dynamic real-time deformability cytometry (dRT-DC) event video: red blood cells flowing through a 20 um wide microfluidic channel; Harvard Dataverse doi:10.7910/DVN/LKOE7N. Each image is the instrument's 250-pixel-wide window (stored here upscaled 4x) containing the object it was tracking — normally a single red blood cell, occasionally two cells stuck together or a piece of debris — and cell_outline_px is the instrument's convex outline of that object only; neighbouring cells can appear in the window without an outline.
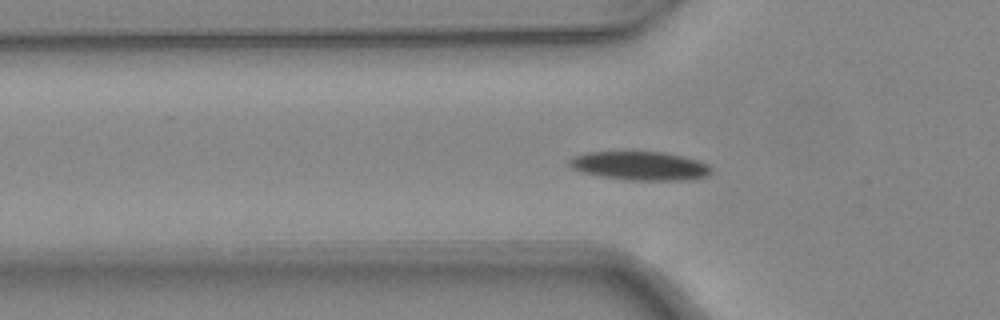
{"species": "common noctule bat (a hibernating species)", "species_latin": "Nyctalus noctula", "temperature_condition": "warm", "stored_images_in_passage": 36, "camera_frame_rate_fps": 3000, "um_per_image_px": 0.085, "animal": {"sex": "female", "body_mass_g": 24.6, "forearm_length_mm": 56.2}, "frame": {"image": 1, "passage_image": 3, "time_ms": 0.667, "image_size_px": [1000, 320], "cell_outline_px": [[712, 172], [708, 176], [680, 180], [624, 180], [600, 176], [580, 172], [572, 168], [568, 164], [568, 160], [572, 156], [588, 152], [664, 152], [684, 156], [708, 164], [712, 168]], "centroid_in_image_um": [54.37, 14.1], "position_along_channel_um": 71.4, "area_um2": 23.87}}
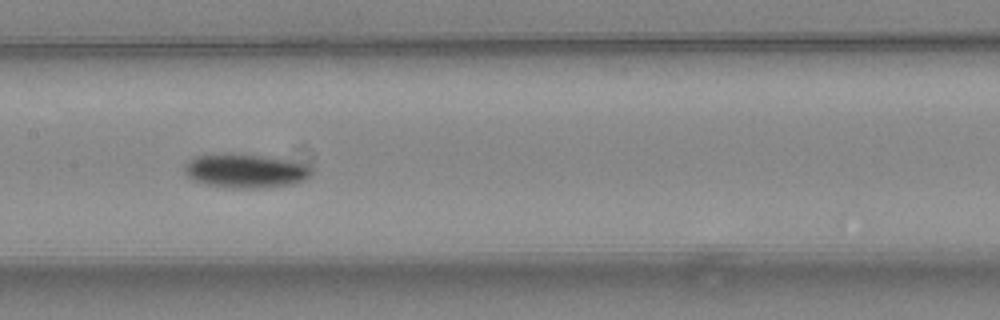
{"frame": {"image": 2, "passage_image": 11, "time_ms": 3.333, "image_size_px": [1000, 320], "cell_outline_px": [[312, 176], [308, 180], [296, 184], [264, 188], [224, 188], [204, 184], [192, 180], [184, 172], [184, 168], [188, 160], [196, 156], [256, 156], [284, 160], [300, 164], [312, 168]], "centroid_in_image_um": [20.89, 14.6], "position_along_channel_um": 186.5, "area_um2": 24.51}}
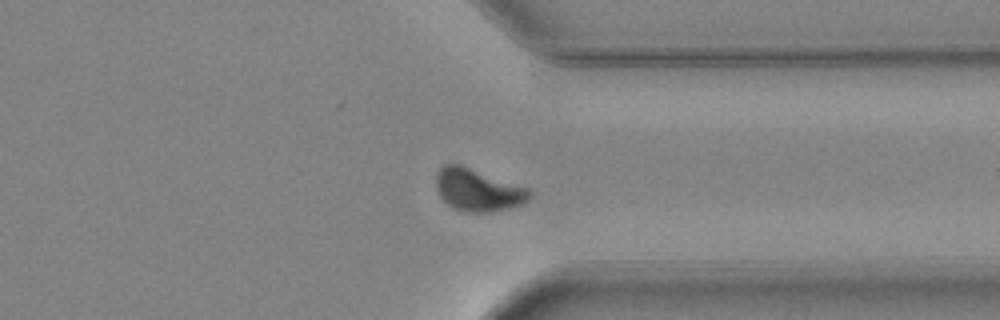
{"frame": {"image": 3, "passage_image": 24, "time_ms": 7.667, "image_size_px": [1000, 320], "cell_outline_px": [[532, 196], [524, 204], [492, 212], [468, 212], [452, 208], [440, 196], [436, 188], [436, 172], [444, 164], [460, 164], [528, 188], [532, 192]], "centroid_in_image_um": [40.62, 16.15], "position_along_channel_um": 370.8, "area_um2": 23.12}, "authors_computed_cell_mechanics": {"area_um2": 23.4379, "velocity_mm_per_s": 4.2846, "shape_relaxation_time_tau1_ms": 3.1521, "shape_relaxation_time_tau2_ms": null, "deformation_change_tau1": 0.1147, "deformation_change_tau2": null}}